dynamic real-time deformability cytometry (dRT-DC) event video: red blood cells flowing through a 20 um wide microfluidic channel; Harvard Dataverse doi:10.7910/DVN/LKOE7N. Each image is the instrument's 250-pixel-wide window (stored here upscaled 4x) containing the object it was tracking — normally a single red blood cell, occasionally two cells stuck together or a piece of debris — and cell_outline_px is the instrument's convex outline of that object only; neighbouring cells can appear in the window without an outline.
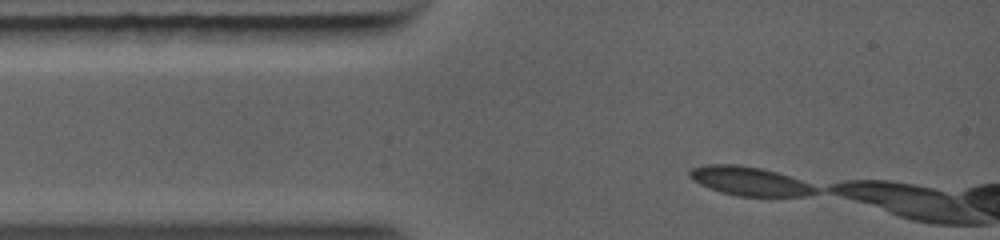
{"species": "common noctule bat (a hibernating species)", "species_latin": "Nyctalus noctula", "temperature_condition": "warm", "stored_images_in_passage": 7, "camera_frame_rate_fps": 5000, "um_per_image_px": 0.085, "animal": {"sex": "female", "body_mass_g": 19.0, "forearm_length_mm": 56.7}, "frame": {"image": 1, "passage_image": 1, "time_ms": 0.0, "image_size_px": [1000, 240], "cell_outline_px": [[812, 192], [800, 196], [744, 196], [724, 192], [712, 188], [696, 180], [692, 176], [692, 172], [696, 168], [716, 164], [724, 164], [756, 168], [772, 172], [796, 180], [812, 188]], "centroid_in_image_um": [63.65, 15.41], "position_along_channel_um": 21.3, "area_um2": 18.84}}
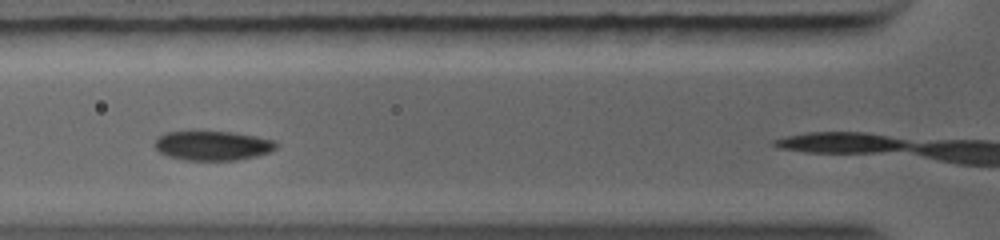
{"frame": {"image": 2, "passage_image": 5, "time_ms": 2.4, "image_size_px": [1000, 240], "cell_outline_px": [[276, 144], [272, 148], [264, 152], [232, 160], [192, 160], [172, 156], [156, 148], [156, 140], [160, 136], [168, 132], [228, 132], [252, 136], [268, 140]], "centroid_in_image_um": [17.98, 12.36], "position_along_channel_um": 107.8, "area_um2": 19.25}}